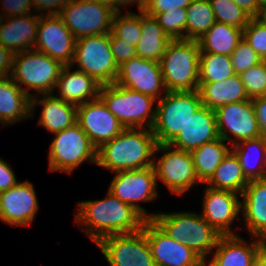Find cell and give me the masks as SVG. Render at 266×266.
<instances>
[{
    "instance_id": "20",
    "label": "cell",
    "mask_w": 266,
    "mask_h": 266,
    "mask_svg": "<svg viewBox=\"0 0 266 266\" xmlns=\"http://www.w3.org/2000/svg\"><path fill=\"white\" fill-rule=\"evenodd\" d=\"M241 196L227 190L213 189L207 186L203 197L201 216L219 235H237L231 224L241 213Z\"/></svg>"
},
{
    "instance_id": "29",
    "label": "cell",
    "mask_w": 266,
    "mask_h": 266,
    "mask_svg": "<svg viewBox=\"0 0 266 266\" xmlns=\"http://www.w3.org/2000/svg\"><path fill=\"white\" fill-rule=\"evenodd\" d=\"M231 149L237 156L245 177L250 180L266 178V137L243 140Z\"/></svg>"
},
{
    "instance_id": "48",
    "label": "cell",
    "mask_w": 266,
    "mask_h": 266,
    "mask_svg": "<svg viewBox=\"0 0 266 266\" xmlns=\"http://www.w3.org/2000/svg\"><path fill=\"white\" fill-rule=\"evenodd\" d=\"M14 54L0 43V77L10 76Z\"/></svg>"
},
{
    "instance_id": "16",
    "label": "cell",
    "mask_w": 266,
    "mask_h": 266,
    "mask_svg": "<svg viewBox=\"0 0 266 266\" xmlns=\"http://www.w3.org/2000/svg\"><path fill=\"white\" fill-rule=\"evenodd\" d=\"M77 124L96 149L125 129L100 97L77 105Z\"/></svg>"
},
{
    "instance_id": "42",
    "label": "cell",
    "mask_w": 266,
    "mask_h": 266,
    "mask_svg": "<svg viewBox=\"0 0 266 266\" xmlns=\"http://www.w3.org/2000/svg\"><path fill=\"white\" fill-rule=\"evenodd\" d=\"M109 41L114 60L118 67L132 57L137 56L136 46L117 38L112 32L109 33Z\"/></svg>"
},
{
    "instance_id": "6",
    "label": "cell",
    "mask_w": 266,
    "mask_h": 266,
    "mask_svg": "<svg viewBox=\"0 0 266 266\" xmlns=\"http://www.w3.org/2000/svg\"><path fill=\"white\" fill-rule=\"evenodd\" d=\"M157 104L151 130L158 144H170L203 105L198 90L167 91Z\"/></svg>"
},
{
    "instance_id": "9",
    "label": "cell",
    "mask_w": 266,
    "mask_h": 266,
    "mask_svg": "<svg viewBox=\"0 0 266 266\" xmlns=\"http://www.w3.org/2000/svg\"><path fill=\"white\" fill-rule=\"evenodd\" d=\"M54 134L55 137L49 148L50 171L70 174L87 160L96 164L97 149L77 123Z\"/></svg>"
},
{
    "instance_id": "50",
    "label": "cell",
    "mask_w": 266,
    "mask_h": 266,
    "mask_svg": "<svg viewBox=\"0 0 266 266\" xmlns=\"http://www.w3.org/2000/svg\"><path fill=\"white\" fill-rule=\"evenodd\" d=\"M149 0H116V12H122L121 7H127L128 5H132L134 3L137 4V8L139 12H144Z\"/></svg>"
},
{
    "instance_id": "39",
    "label": "cell",
    "mask_w": 266,
    "mask_h": 266,
    "mask_svg": "<svg viewBox=\"0 0 266 266\" xmlns=\"http://www.w3.org/2000/svg\"><path fill=\"white\" fill-rule=\"evenodd\" d=\"M240 78L250 99L266 96V69L263 62L242 72Z\"/></svg>"
},
{
    "instance_id": "10",
    "label": "cell",
    "mask_w": 266,
    "mask_h": 266,
    "mask_svg": "<svg viewBox=\"0 0 266 266\" xmlns=\"http://www.w3.org/2000/svg\"><path fill=\"white\" fill-rule=\"evenodd\" d=\"M154 157L153 167L156 180L160 179L174 194L184 195L190 188L200 181L195 174L194 161L191 152L174 148L170 144H158Z\"/></svg>"
},
{
    "instance_id": "56",
    "label": "cell",
    "mask_w": 266,
    "mask_h": 266,
    "mask_svg": "<svg viewBox=\"0 0 266 266\" xmlns=\"http://www.w3.org/2000/svg\"><path fill=\"white\" fill-rule=\"evenodd\" d=\"M0 123L2 124V126H7L4 122H3V120L0 118Z\"/></svg>"
},
{
    "instance_id": "33",
    "label": "cell",
    "mask_w": 266,
    "mask_h": 266,
    "mask_svg": "<svg viewBox=\"0 0 266 266\" xmlns=\"http://www.w3.org/2000/svg\"><path fill=\"white\" fill-rule=\"evenodd\" d=\"M225 143L226 142L219 137L212 142L205 143L191 152L194 161L195 174L200 183H206L211 178L218 165L229 153L230 148L227 147Z\"/></svg>"
},
{
    "instance_id": "19",
    "label": "cell",
    "mask_w": 266,
    "mask_h": 266,
    "mask_svg": "<svg viewBox=\"0 0 266 266\" xmlns=\"http://www.w3.org/2000/svg\"><path fill=\"white\" fill-rule=\"evenodd\" d=\"M38 209L37 194L28 180L0 192V219L7 224L28 226L34 221Z\"/></svg>"
},
{
    "instance_id": "30",
    "label": "cell",
    "mask_w": 266,
    "mask_h": 266,
    "mask_svg": "<svg viewBox=\"0 0 266 266\" xmlns=\"http://www.w3.org/2000/svg\"><path fill=\"white\" fill-rule=\"evenodd\" d=\"M141 30V39L136 45L137 56L160 62L171 39L157 19L145 12H141Z\"/></svg>"
},
{
    "instance_id": "54",
    "label": "cell",
    "mask_w": 266,
    "mask_h": 266,
    "mask_svg": "<svg viewBox=\"0 0 266 266\" xmlns=\"http://www.w3.org/2000/svg\"><path fill=\"white\" fill-rule=\"evenodd\" d=\"M259 7L266 5V0H256Z\"/></svg>"
},
{
    "instance_id": "17",
    "label": "cell",
    "mask_w": 266,
    "mask_h": 266,
    "mask_svg": "<svg viewBox=\"0 0 266 266\" xmlns=\"http://www.w3.org/2000/svg\"><path fill=\"white\" fill-rule=\"evenodd\" d=\"M116 84L150 95L159 100L167 90L164 86L160 63L143 59L139 56L132 57L119 66ZM162 89H164L162 91ZM163 92V93H162Z\"/></svg>"
},
{
    "instance_id": "43",
    "label": "cell",
    "mask_w": 266,
    "mask_h": 266,
    "mask_svg": "<svg viewBox=\"0 0 266 266\" xmlns=\"http://www.w3.org/2000/svg\"><path fill=\"white\" fill-rule=\"evenodd\" d=\"M70 0H31L32 8L35 14L43 15H59L61 11L67 6ZM48 10L49 12H42Z\"/></svg>"
},
{
    "instance_id": "31",
    "label": "cell",
    "mask_w": 266,
    "mask_h": 266,
    "mask_svg": "<svg viewBox=\"0 0 266 266\" xmlns=\"http://www.w3.org/2000/svg\"><path fill=\"white\" fill-rule=\"evenodd\" d=\"M242 39L243 29L215 22L197 42L200 53L230 56Z\"/></svg>"
},
{
    "instance_id": "1",
    "label": "cell",
    "mask_w": 266,
    "mask_h": 266,
    "mask_svg": "<svg viewBox=\"0 0 266 266\" xmlns=\"http://www.w3.org/2000/svg\"><path fill=\"white\" fill-rule=\"evenodd\" d=\"M74 218L95 245L104 237L130 234L143 229L147 220L138 210L107 191L105 199L79 201Z\"/></svg>"
},
{
    "instance_id": "35",
    "label": "cell",
    "mask_w": 266,
    "mask_h": 266,
    "mask_svg": "<svg viewBox=\"0 0 266 266\" xmlns=\"http://www.w3.org/2000/svg\"><path fill=\"white\" fill-rule=\"evenodd\" d=\"M235 75L231 57L214 53L199 54V83H213Z\"/></svg>"
},
{
    "instance_id": "45",
    "label": "cell",
    "mask_w": 266,
    "mask_h": 266,
    "mask_svg": "<svg viewBox=\"0 0 266 266\" xmlns=\"http://www.w3.org/2000/svg\"><path fill=\"white\" fill-rule=\"evenodd\" d=\"M2 10L4 9L3 17H13L21 15H31V0H3Z\"/></svg>"
},
{
    "instance_id": "40",
    "label": "cell",
    "mask_w": 266,
    "mask_h": 266,
    "mask_svg": "<svg viewBox=\"0 0 266 266\" xmlns=\"http://www.w3.org/2000/svg\"><path fill=\"white\" fill-rule=\"evenodd\" d=\"M230 57L234 72L238 75L262 62L260 56L249 46L244 38L237 44Z\"/></svg>"
},
{
    "instance_id": "3",
    "label": "cell",
    "mask_w": 266,
    "mask_h": 266,
    "mask_svg": "<svg viewBox=\"0 0 266 266\" xmlns=\"http://www.w3.org/2000/svg\"><path fill=\"white\" fill-rule=\"evenodd\" d=\"M152 220L177 242L195 251L205 262L221 235L195 212H157Z\"/></svg>"
},
{
    "instance_id": "23",
    "label": "cell",
    "mask_w": 266,
    "mask_h": 266,
    "mask_svg": "<svg viewBox=\"0 0 266 266\" xmlns=\"http://www.w3.org/2000/svg\"><path fill=\"white\" fill-rule=\"evenodd\" d=\"M240 197L247 232L266 242V178L250 180Z\"/></svg>"
},
{
    "instance_id": "14",
    "label": "cell",
    "mask_w": 266,
    "mask_h": 266,
    "mask_svg": "<svg viewBox=\"0 0 266 266\" xmlns=\"http://www.w3.org/2000/svg\"><path fill=\"white\" fill-rule=\"evenodd\" d=\"M215 114L219 136L231 146L262 136L252 99L222 105Z\"/></svg>"
},
{
    "instance_id": "5",
    "label": "cell",
    "mask_w": 266,
    "mask_h": 266,
    "mask_svg": "<svg viewBox=\"0 0 266 266\" xmlns=\"http://www.w3.org/2000/svg\"><path fill=\"white\" fill-rule=\"evenodd\" d=\"M99 97L125 128L153 127L157 107L154 97L116 83L102 85Z\"/></svg>"
},
{
    "instance_id": "32",
    "label": "cell",
    "mask_w": 266,
    "mask_h": 266,
    "mask_svg": "<svg viewBox=\"0 0 266 266\" xmlns=\"http://www.w3.org/2000/svg\"><path fill=\"white\" fill-rule=\"evenodd\" d=\"M248 182L237 156L230 150L206 184L213 189L232 191L242 195Z\"/></svg>"
},
{
    "instance_id": "53",
    "label": "cell",
    "mask_w": 266,
    "mask_h": 266,
    "mask_svg": "<svg viewBox=\"0 0 266 266\" xmlns=\"http://www.w3.org/2000/svg\"><path fill=\"white\" fill-rule=\"evenodd\" d=\"M92 1L106 4L112 7L114 11L116 12V0H92Z\"/></svg>"
},
{
    "instance_id": "13",
    "label": "cell",
    "mask_w": 266,
    "mask_h": 266,
    "mask_svg": "<svg viewBox=\"0 0 266 266\" xmlns=\"http://www.w3.org/2000/svg\"><path fill=\"white\" fill-rule=\"evenodd\" d=\"M108 191L125 204L133 206L147 220L152 219L155 213H148L138 202H148L157 198L156 174L153 166L139 170H123L114 172Z\"/></svg>"
},
{
    "instance_id": "8",
    "label": "cell",
    "mask_w": 266,
    "mask_h": 266,
    "mask_svg": "<svg viewBox=\"0 0 266 266\" xmlns=\"http://www.w3.org/2000/svg\"><path fill=\"white\" fill-rule=\"evenodd\" d=\"M77 65L100 85L113 84L118 69L110 47L109 34L92 35L76 40L71 66Z\"/></svg>"
},
{
    "instance_id": "44",
    "label": "cell",
    "mask_w": 266,
    "mask_h": 266,
    "mask_svg": "<svg viewBox=\"0 0 266 266\" xmlns=\"http://www.w3.org/2000/svg\"><path fill=\"white\" fill-rule=\"evenodd\" d=\"M192 0H149L145 13H163L167 10L186 8Z\"/></svg>"
},
{
    "instance_id": "11",
    "label": "cell",
    "mask_w": 266,
    "mask_h": 266,
    "mask_svg": "<svg viewBox=\"0 0 266 266\" xmlns=\"http://www.w3.org/2000/svg\"><path fill=\"white\" fill-rule=\"evenodd\" d=\"M114 9L92 0H70L59 16L75 39L109 34Z\"/></svg>"
},
{
    "instance_id": "28",
    "label": "cell",
    "mask_w": 266,
    "mask_h": 266,
    "mask_svg": "<svg viewBox=\"0 0 266 266\" xmlns=\"http://www.w3.org/2000/svg\"><path fill=\"white\" fill-rule=\"evenodd\" d=\"M31 118V97L10 76L0 77V118L6 125Z\"/></svg>"
},
{
    "instance_id": "55",
    "label": "cell",
    "mask_w": 266,
    "mask_h": 266,
    "mask_svg": "<svg viewBox=\"0 0 266 266\" xmlns=\"http://www.w3.org/2000/svg\"><path fill=\"white\" fill-rule=\"evenodd\" d=\"M262 62H263L264 67H265V69H266V57L262 59Z\"/></svg>"
},
{
    "instance_id": "36",
    "label": "cell",
    "mask_w": 266,
    "mask_h": 266,
    "mask_svg": "<svg viewBox=\"0 0 266 266\" xmlns=\"http://www.w3.org/2000/svg\"><path fill=\"white\" fill-rule=\"evenodd\" d=\"M115 12L112 18L111 32L119 39L136 46L141 39V12Z\"/></svg>"
},
{
    "instance_id": "47",
    "label": "cell",
    "mask_w": 266,
    "mask_h": 266,
    "mask_svg": "<svg viewBox=\"0 0 266 266\" xmlns=\"http://www.w3.org/2000/svg\"><path fill=\"white\" fill-rule=\"evenodd\" d=\"M255 107L259 130L266 137V96L252 98Z\"/></svg>"
},
{
    "instance_id": "34",
    "label": "cell",
    "mask_w": 266,
    "mask_h": 266,
    "mask_svg": "<svg viewBox=\"0 0 266 266\" xmlns=\"http://www.w3.org/2000/svg\"><path fill=\"white\" fill-rule=\"evenodd\" d=\"M186 40H199L216 22L209 0H192L186 7Z\"/></svg>"
},
{
    "instance_id": "51",
    "label": "cell",
    "mask_w": 266,
    "mask_h": 266,
    "mask_svg": "<svg viewBox=\"0 0 266 266\" xmlns=\"http://www.w3.org/2000/svg\"><path fill=\"white\" fill-rule=\"evenodd\" d=\"M250 266H266V246L252 260Z\"/></svg>"
},
{
    "instance_id": "24",
    "label": "cell",
    "mask_w": 266,
    "mask_h": 266,
    "mask_svg": "<svg viewBox=\"0 0 266 266\" xmlns=\"http://www.w3.org/2000/svg\"><path fill=\"white\" fill-rule=\"evenodd\" d=\"M39 19L38 14L2 17L0 43L13 54L34 49Z\"/></svg>"
},
{
    "instance_id": "41",
    "label": "cell",
    "mask_w": 266,
    "mask_h": 266,
    "mask_svg": "<svg viewBox=\"0 0 266 266\" xmlns=\"http://www.w3.org/2000/svg\"><path fill=\"white\" fill-rule=\"evenodd\" d=\"M243 38L249 46L260 56L266 57V26L254 17L243 29Z\"/></svg>"
},
{
    "instance_id": "26",
    "label": "cell",
    "mask_w": 266,
    "mask_h": 266,
    "mask_svg": "<svg viewBox=\"0 0 266 266\" xmlns=\"http://www.w3.org/2000/svg\"><path fill=\"white\" fill-rule=\"evenodd\" d=\"M71 68V65L62 67L55 87L59 93L56 97L75 105L98 98L102 85L83 71L71 72Z\"/></svg>"
},
{
    "instance_id": "21",
    "label": "cell",
    "mask_w": 266,
    "mask_h": 266,
    "mask_svg": "<svg viewBox=\"0 0 266 266\" xmlns=\"http://www.w3.org/2000/svg\"><path fill=\"white\" fill-rule=\"evenodd\" d=\"M219 137L215 110L202 105L170 145L177 149L192 152Z\"/></svg>"
},
{
    "instance_id": "18",
    "label": "cell",
    "mask_w": 266,
    "mask_h": 266,
    "mask_svg": "<svg viewBox=\"0 0 266 266\" xmlns=\"http://www.w3.org/2000/svg\"><path fill=\"white\" fill-rule=\"evenodd\" d=\"M145 235L155 266H205L195 251L170 238L152 219L145 221Z\"/></svg>"
},
{
    "instance_id": "37",
    "label": "cell",
    "mask_w": 266,
    "mask_h": 266,
    "mask_svg": "<svg viewBox=\"0 0 266 266\" xmlns=\"http://www.w3.org/2000/svg\"><path fill=\"white\" fill-rule=\"evenodd\" d=\"M216 22L244 29L252 18L233 0H209Z\"/></svg>"
},
{
    "instance_id": "49",
    "label": "cell",
    "mask_w": 266,
    "mask_h": 266,
    "mask_svg": "<svg viewBox=\"0 0 266 266\" xmlns=\"http://www.w3.org/2000/svg\"><path fill=\"white\" fill-rule=\"evenodd\" d=\"M233 2L246 11V13H248L252 18L257 15L259 6L256 0H233Z\"/></svg>"
},
{
    "instance_id": "25",
    "label": "cell",
    "mask_w": 266,
    "mask_h": 266,
    "mask_svg": "<svg viewBox=\"0 0 266 266\" xmlns=\"http://www.w3.org/2000/svg\"><path fill=\"white\" fill-rule=\"evenodd\" d=\"M42 97L43 99L38 95L31 97V117L34 116L38 103L43 106L38 120L39 126L54 134L77 123V105L57 98L54 93L42 94Z\"/></svg>"
},
{
    "instance_id": "46",
    "label": "cell",
    "mask_w": 266,
    "mask_h": 266,
    "mask_svg": "<svg viewBox=\"0 0 266 266\" xmlns=\"http://www.w3.org/2000/svg\"><path fill=\"white\" fill-rule=\"evenodd\" d=\"M18 183L14 171L8 162L0 158V192L6 191Z\"/></svg>"
},
{
    "instance_id": "22",
    "label": "cell",
    "mask_w": 266,
    "mask_h": 266,
    "mask_svg": "<svg viewBox=\"0 0 266 266\" xmlns=\"http://www.w3.org/2000/svg\"><path fill=\"white\" fill-rule=\"evenodd\" d=\"M247 242L238 235L220 236L205 266H250L256 255L266 246V242L256 238ZM249 243V244H248Z\"/></svg>"
},
{
    "instance_id": "12",
    "label": "cell",
    "mask_w": 266,
    "mask_h": 266,
    "mask_svg": "<svg viewBox=\"0 0 266 266\" xmlns=\"http://www.w3.org/2000/svg\"><path fill=\"white\" fill-rule=\"evenodd\" d=\"M96 245L110 266H155L145 235V223L138 232L110 235Z\"/></svg>"
},
{
    "instance_id": "15",
    "label": "cell",
    "mask_w": 266,
    "mask_h": 266,
    "mask_svg": "<svg viewBox=\"0 0 266 266\" xmlns=\"http://www.w3.org/2000/svg\"><path fill=\"white\" fill-rule=\"evenodd\" d=\"M75 42V37L59 15L40 16L35 50L67 66L72 64Z\"/></svg>"
},
{
    "instance_id": "7",
    "label": "cell",
    "mask_w": 266,
    "mask_h": 266,
    "mask_svg": "<svg viewBox=\"0 0 266 266\" xmlns=\"http://www.w3.org/2000/svg\"><path fill=\"white\" fill-rule=\"evenodd\" d=\"M62 67L45 53L27 50L14 54L10 78L30 97L29 89L37 91L34 95L53 94Z\"/></svg>"
},
{
    "instance_id": "2",
    "label": "cell",
    "mask_w": 266,
    "mask_h": 266,
    "mask_svg": "<svg viewBox=\"0 0 266 266\" xmlns=\"http://www.w3.org/2000/svg\"><path fill=\"white\" fill-rule=\"evenodd\" d=\"M158 143L151 129L125 128L97 149L96 165L111 170H139L153 166Z\"/></svg>"
},
{
    "instance_id": "52",
    "label": "cell",
    "mask_w": 266,
    "mask_h": 266,
    "mask_svg": "<svg viewBox=\"0 0 266 266\" xmlns=\"http://www.w3.org/2000/svg\"><path fill=\"white\" fill-rule=\"evenodd\" d=\"M254 18L266 26V5L259 7L257 15Z\"/></svg>"
},
{
    "instance_id": "4",
    "label": "cell",
    "mask_w": 266,
    "mask_h": 266,
    "mask_svg": "<svg viewBox=\"0 0 266 266\" xmlns=\"http://www.w3.org/2000/svg\"><path fill=\"white\" fill-rule=\"evenodd\" d=\"M200 47L195 40H171L160 60L167 91H196L199 87Z\"/></svg>"
},
{
    "instance_id": "27",
    "label": "cell",
    "mask_w": 266,
    "mask_h": 266,
    "mask_svg": "<svg viewBox=\"0 0 266 266\" xmlns=\"http://www.w3.org/2000/svg\"><path fill=\"white\" fill-rule=\"evenodd\" d=\"M198 92L203 106L216 110L222 105L249 100L240 75L213 83H199Z\"/></svg>"
},
{
    "instance_id": "38",
    "label": "cell",
    "mask_w": 266,
    "mask_h": 266,
    "mask_svg": "<svg viewBox=\"0 0 266 266\" xmlns=\"http://www.w3.org/2000/svg\"><path fill=\"white\" fill-rule=\"evenodd\" d=\"M154 16L171 40L186 39L187 9L167 10L163 13H147Z\"/></svg>"
}]
</instances>
